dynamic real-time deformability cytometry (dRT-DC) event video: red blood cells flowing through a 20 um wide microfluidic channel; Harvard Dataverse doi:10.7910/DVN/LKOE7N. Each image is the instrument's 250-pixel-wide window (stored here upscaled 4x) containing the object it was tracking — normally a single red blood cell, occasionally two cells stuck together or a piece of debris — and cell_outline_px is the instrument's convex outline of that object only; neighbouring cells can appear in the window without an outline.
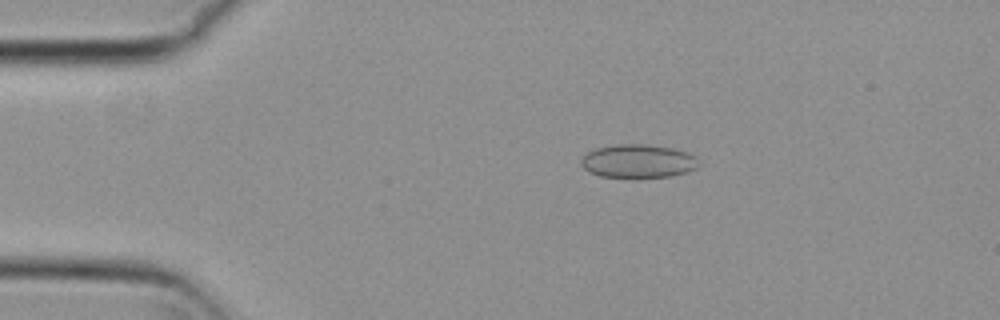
{"species": "common noctule bat (a hibernating species)", "species_latin": "Nyctalus noctula", "temperature_condition": "cold", "stored_images_in_passage": 47, "camera_frame_rate_fps": 3000, "um_per_image_px": 0.085, "animal": {"sex": "female", "body_mass_g": 29.2, "forearm_length_mm": 56.3}, "frame": {"image": 1, "passage_image": 3, "time_ms": 0.667, "image_size_px": [1000, 320], "cell_outline_px": [[700, 164], [696, 168], [688, 172], [668, 176], [600, 176], [588, 172], [580, 164], [580, 160], [588, 152], [596, 148], [616, 144], [644, 144], [672, 148], [688, 152], [696, 156]], "centroid_in_image_um": [54.25, 13.68], "position_along_channel_um": 30.8, "area_um2": 22.72}}
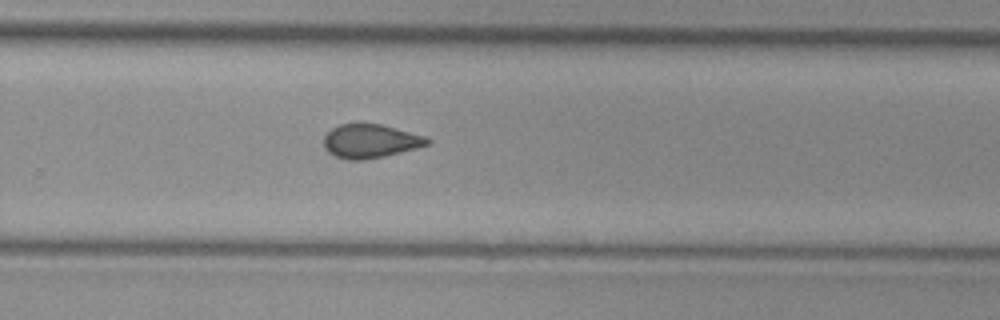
{"frame": {"image": 2, "passage_image": 28, "time_ms": 9.0, "image_size_px": [1000, 320], "cell_outline_px": [[432, 140], [428, 144], [416, 148], [384, 156], [364, 160], [348, 160], [336, 156], [328, 152], [324, 148], [324, 136], [332, 128], [340, 124], [380, 124], [428, 136]], "centroid_in_image_um": [31.5, 11.99], "position_along_channel_um": 298.3, "area_um2": 20.35}}
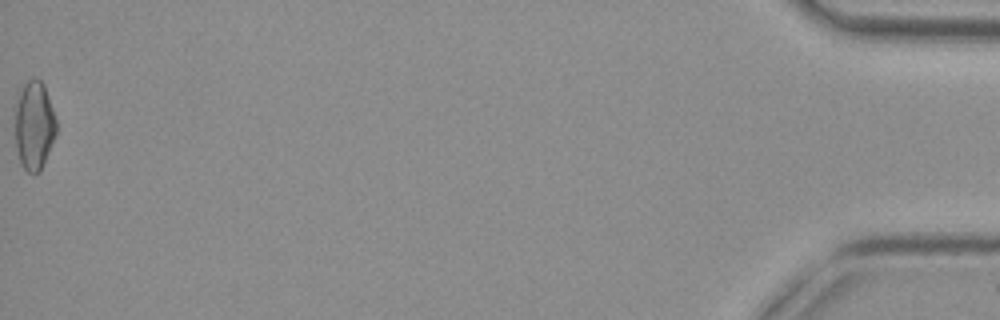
{"frame": {"image": 3, "passage_image": 47, "time_ms": 15.333, "image_size_px": [1000, 320], "cell_outline_px": [[56, 132], [40, 172], [28, 172], [20, 164], [16, 148], [16, 104], [20, 92], [24, 84], [28, 80], [40, 80], [44, 84], [56, 120]], "centroid_in_image_um": [2.9, 10.68], "position_along_channel_um": 432.3, "area_um2": 20.81}, "authors_computed_cell_mechanics": {"area_um2": 20.5768, "velocity_mm_per_s": 3.8086, "shape_relaxation_time_tau1_ms": null, "shape_relaxation_time_tau2_ms": 2.1943, "deformation_change_tau1": null, "deformation_change_tau2": 0.0597}}